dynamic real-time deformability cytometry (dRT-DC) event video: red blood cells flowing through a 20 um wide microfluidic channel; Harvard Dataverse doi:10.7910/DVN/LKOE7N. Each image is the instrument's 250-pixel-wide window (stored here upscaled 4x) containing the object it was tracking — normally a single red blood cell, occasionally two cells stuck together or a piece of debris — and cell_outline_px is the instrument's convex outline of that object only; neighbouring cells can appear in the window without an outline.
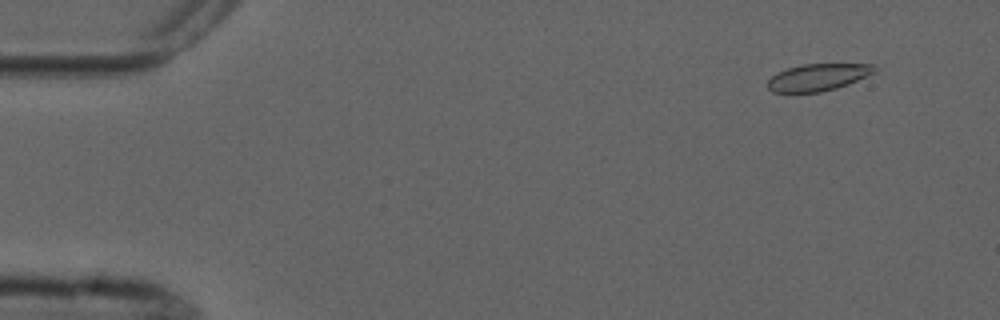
{"species": "common noctule bat (a hibernating species)", "species_latin": "Nyctalus noctula", "temperature_condition": "cold", "stored_images_in_passage": 7, "camera_frame_rate_fps": 3000, "um_per_image_px": 0.085, "animal": {"sex": "male", "forearm_length_mm": 52.5}, "frame": {"image": 1, "passage_image": 2, "time_ms": 1.333, "image_size_px": [1000, 320], "cell_outline_px": [[876, 72], [848, 84], [836, 88], [820, 92], [772, 92], [768, 88], [768, 80], [772, 76], [788, 68], [804, 64], [876, 64]], "centroid_in_image_um": [69.56, 6.56], "position_along_channel_um": 15.4, "area_um2": 16.65}}
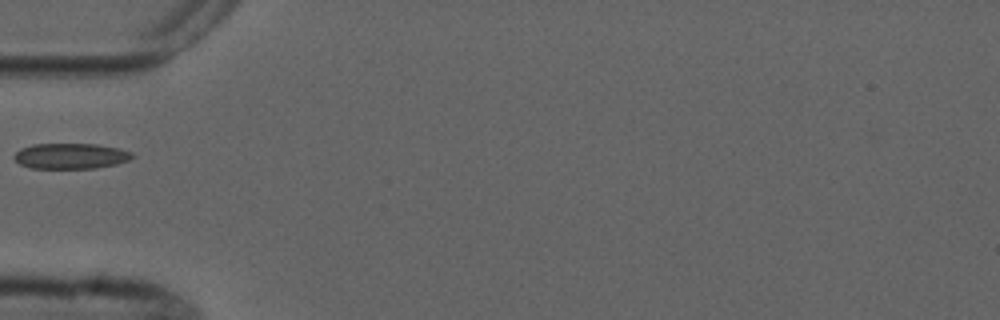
{"frame": {"image": 2, "passage_image": 6, "time_ms": 6.0, "image_size_px": [1000, 320], "cell_outline_px": [[136, 156], [128, 160], [116, 164], [96, 168], [32, 168], [20, 164], [12, 156], [20, 148], [32, 144], [96, 144], [120, 148], [132, 152]], "centroid_in_image_um": [6.02, 13.25], "position_along_channel_um": 79.0, "area_um2": 17.69}}
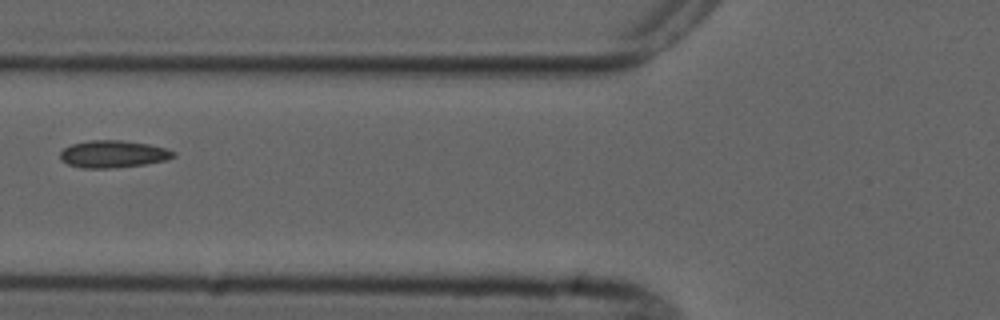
{"frame": {"image": 3, "passage_image": 7, "time_ms": 7.0, "image_size_px": [1000, 320], "cell_outline_px": [[176, 156], [164, 160], [144, 164], [116, 168], [80, 168], [68, 164], [60, 156], [60, 152], [64, 148], [72, 144], [88, 140], [120, 140], [148, 144], [164, 148], [176, 152]], "centroid_in_image_um": [9.61, 13.09], "position_along_channel_um": 116.2, "area_um2": 17.86}}